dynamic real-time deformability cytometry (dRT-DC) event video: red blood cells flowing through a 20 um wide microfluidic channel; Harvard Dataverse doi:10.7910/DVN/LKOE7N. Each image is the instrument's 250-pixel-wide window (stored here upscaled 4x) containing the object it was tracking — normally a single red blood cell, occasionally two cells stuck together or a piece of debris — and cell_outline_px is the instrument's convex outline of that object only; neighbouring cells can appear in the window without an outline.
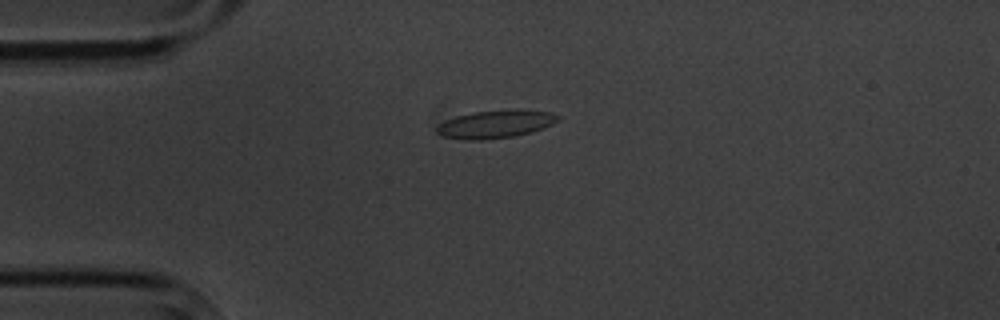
{"species": "common noctule bat (a hibernating species)", "species_latin": "Nyctalus noctula", "temperature_condition": "cold", "stored_images_in_passage": 10, "camera_frame_rate_fps": 3000, "um_per_image_px": 0.085, "animal": {"sex": "male", "body_mass_g": 20.1, "forearm_length_mm": 53.5}, "frame": {"image": 1, "passage_image": 4, "time_ms": 3.333, "image_size_px": [1000, 320], "cell_outline_px": [[560, 120], [552, 124], [532, 132], [512, 136], [480, 140], [460, 140], [440, 136], [436, 132], [436, 128], [444, 120], [456, 116], [472, 112], [508, 108], [516, 108], [552, 112], [560, 116]], "centroid_in_image_um": [42.11, 10.53], "position_along_channel_um": 42.9, "area_um2": 20.23}}
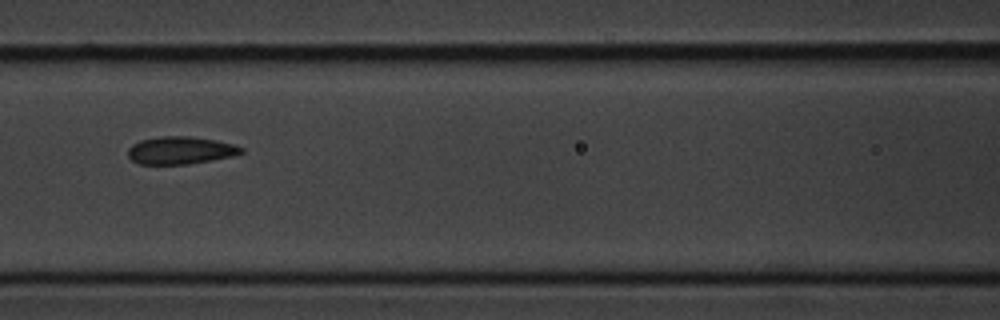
{"frame": {"image": 2, "passage_image": 7, "time_ms": 7.0, "image_size_px": [1000, 320], "cell_outline_px": [[244, 152], [232, 156], [212, 160], [188, 164], [140, 164], [132, 160], [128, 156], [128, 148], [132, 144], [140, 140], [160, 136], [188, 136], [216, 140], [232, 144], [244, 148]], "centroid_in_image_um": [15.33, 12.78], "position_along_channel_um": 151.3, "area_um2": 18.21}}
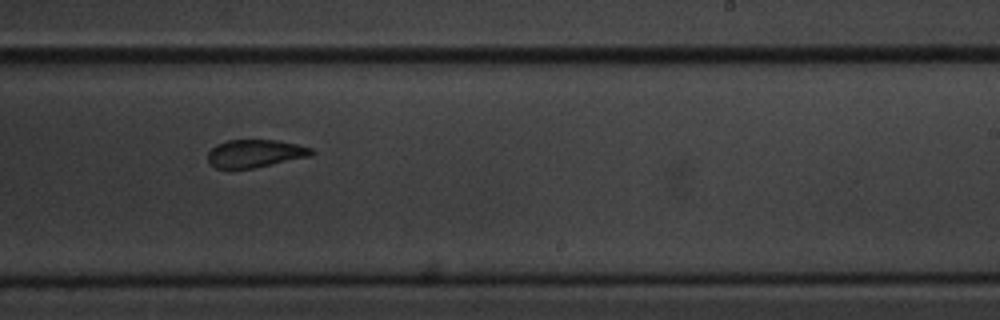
{"frame": {"image": 3, "passage_image": 10, "time_ms": 10.333, "image_size_px": [1000, 320], "cell_outline_px": [[316, 152], [312, 156], [252, 168], [216, 168], [208, 164], [208, 152], [216, 144], [228, 140], [276, 140], [296, 144], [312, 148]], "centroid_in_image_um": [21.69, 13.04], "position_along_channel_um": 267.3, "area_um2": 16.82}}